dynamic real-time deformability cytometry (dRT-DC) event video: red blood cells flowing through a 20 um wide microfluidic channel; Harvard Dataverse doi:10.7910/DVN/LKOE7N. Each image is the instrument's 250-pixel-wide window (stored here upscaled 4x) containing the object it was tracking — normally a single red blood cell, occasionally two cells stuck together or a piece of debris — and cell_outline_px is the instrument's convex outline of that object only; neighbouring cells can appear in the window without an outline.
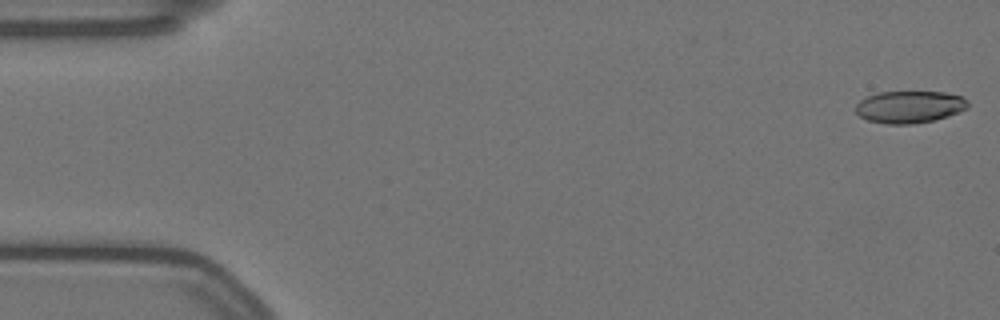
{"species": "Egyptian fruit bat (a non-hibernating species)", "species_latin": "Rousettus aegyptiacus", "temperature_condition": "warm", "stored_images_in_passage": 57, "camera_frame_rate_fps": 3000, "um_per_image_px": 0.085, "animal": {"sex": "female"}, "frame": {"image": 1, "passage_image": 1, "time_ms": 0.0, "image_size_px": [1000, 320], "cell_outline_px": [[968, 108], [960, 112], [948, 116], [932, 120], [912, 124], [884, 124], [868, 120], [860, 116], [856, 112], [856, 104], [860, 100], [868, 96], [880, 92], [944, 92], [964, 96], [968, 100]], "centroid_in_image_um": [77.34, 9.08], "position_along_channel_um": 7.7, "area_um2": 21.1}}
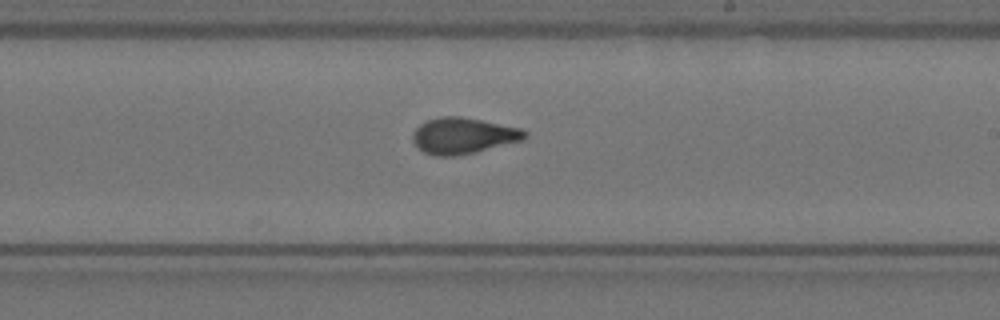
{"frame": {"image": 2, "passage_image": 33, "time_ms": 10.667, "image_size_px": [1000, 320], "cell_outline_px": [[528, 136], [524, 140], [476, 152], [456, 156], [436, 156], [424, 152], [412, 140], [412, 132], [420, 124], [428, 120], [440, 116], [460, 116], [520, 128], [528, 132]], "centroid_in_image_um": [39.38, 11.54], "position_along_channel_um": 249.6, "area_um2": 23.58}}
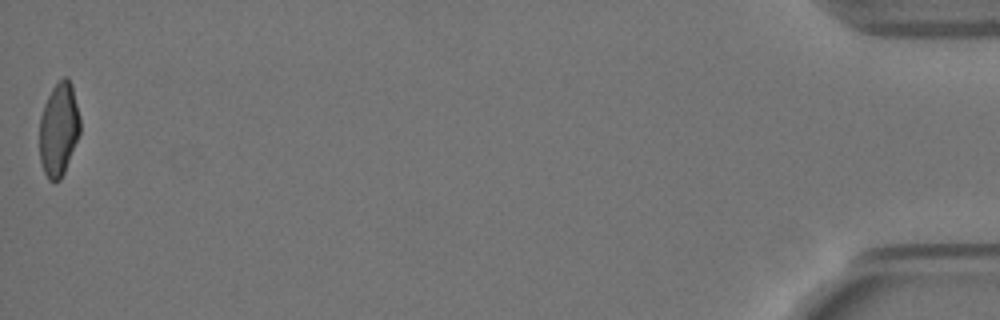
{"frame": {"image": 3, "passage_image": 57, "time_ms": 18.667, "image_size_px": [1000, 320], "cell_outline_px": [[80, 132], [64, 172], [60, 180], [48, 180], [44, 172], [40, 160], [40, 116], [44, 104], [52, 88], [64, 76], [68, 76], [72, 84], [80, 116]], "centroid_in_image_um": [5.0, 10.96], "position_along_channel_um": 430.2, "area_um2": 22.02}, "authors_computed_cell_mechanics": {"area_um2": 22.7732, "velocity_mm_per_s": 3.5104, "shape_relaxation_time_tau1_ms": 10.1535, "shape_relaxation_time_tau2_ms": 1.3646, "deformation_change_tau1": 0.265, "deformation_change_tau2": 0.0791}}